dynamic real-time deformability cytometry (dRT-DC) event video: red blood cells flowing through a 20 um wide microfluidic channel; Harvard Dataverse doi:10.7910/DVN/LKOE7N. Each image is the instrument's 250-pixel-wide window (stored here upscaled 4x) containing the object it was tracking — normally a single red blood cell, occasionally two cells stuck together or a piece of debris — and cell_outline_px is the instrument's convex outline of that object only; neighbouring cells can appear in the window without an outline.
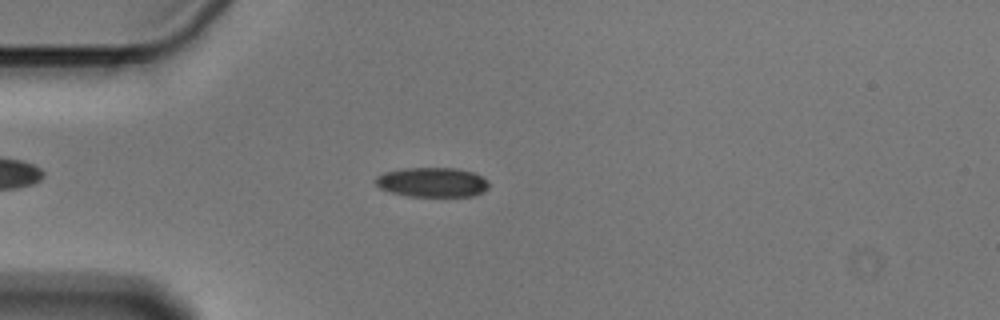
{"species": "Egyptian fruit bat (a non-hibernating species)", "species_latin": "Rousettus aegyptiacus", "temperature_condition": "cold", "stored_images_in_passage": 51, "camera_frame_rate_fps": 3000, "um_per_image_px": 0.085, "animal": {"sex": "male"}, "frame": {"image": 1, "passage_image": 10, "time_ms": 3.0, "image_size_px": [1000, 320], "cell_outline_px": [[488, 188], [484, 192], [472, 196], [408, 196], [392, 192], [380, 188], [376, 184], [376, 176], [384, 172], [404, 168], [456, 168], [472, 172], [488, 180]], "centroid_in_image_um": [36.75, 15.49], "position_along_channel_um": 48.3, "area_um2": 19.48}}
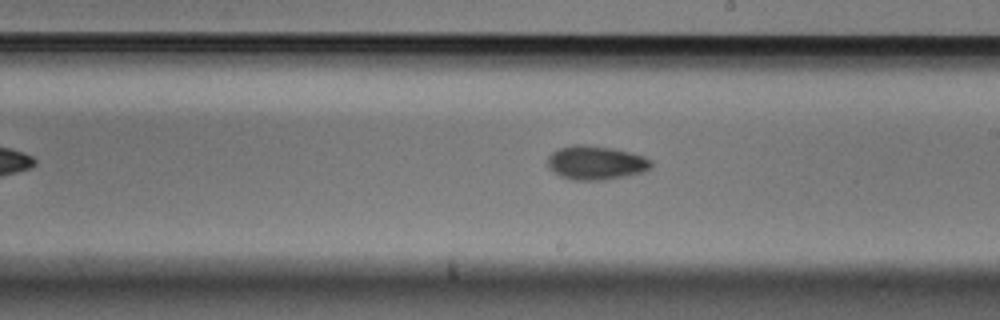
{"frame": {"image": 2, "passage_image": 27, "time_ms": 8.667, "image_size_px": [1000, 320], "cell_outline_px": [[652, 168], [644, 172], [604, 180], [572, 180], [560, 176], [552, 172], [548, 168], [548, 156], [552, 152], [560, 148], [572, 144], [588, 144], [612, 148], [644, 156], [652, 160]], "centroid_in_image_um": [50.64, 13.83], "position_along_channel_um": 238.4, "area_um2": 20.69}}
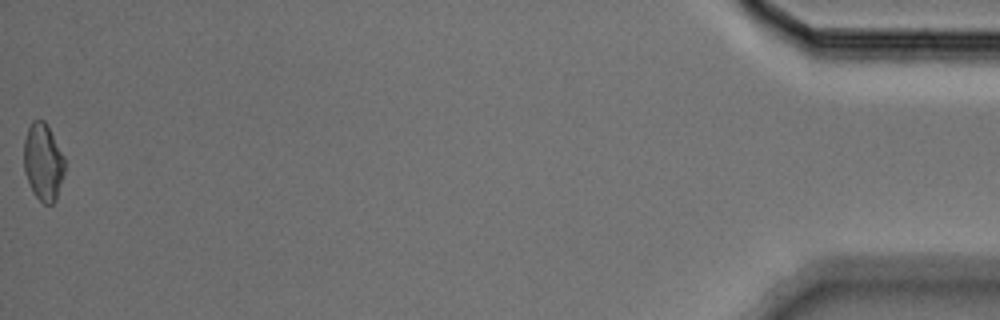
{"frame": {"image": 3, "passage_image": 51, "time_ms": 16.667, "image_size_px": [1000, 320], "cell_outline_px": [[64, 172], [56, 200], [52, 204], [44, 204], [32, 192], [24, 172], [24, 140], [28, 128], [32, 120], [44, 120], [48, 124], [64, 156]], "centroid_in_image_um": [3.66, 13.76], "position_along_channel_um": 431.5, "area_um2": 18.5}, "authors_computed_cell_mechanics": {"area_um2": 19.1318, "velocity_mm_per_s": 3.603, "shape_relaxation_time_tau1_ms": 5.9718, "shape_relaxation_time_tau2_ms": 5.951, "deformation_change_tau1": 0.1148, "deformation_change_tau2": 0.1081}}